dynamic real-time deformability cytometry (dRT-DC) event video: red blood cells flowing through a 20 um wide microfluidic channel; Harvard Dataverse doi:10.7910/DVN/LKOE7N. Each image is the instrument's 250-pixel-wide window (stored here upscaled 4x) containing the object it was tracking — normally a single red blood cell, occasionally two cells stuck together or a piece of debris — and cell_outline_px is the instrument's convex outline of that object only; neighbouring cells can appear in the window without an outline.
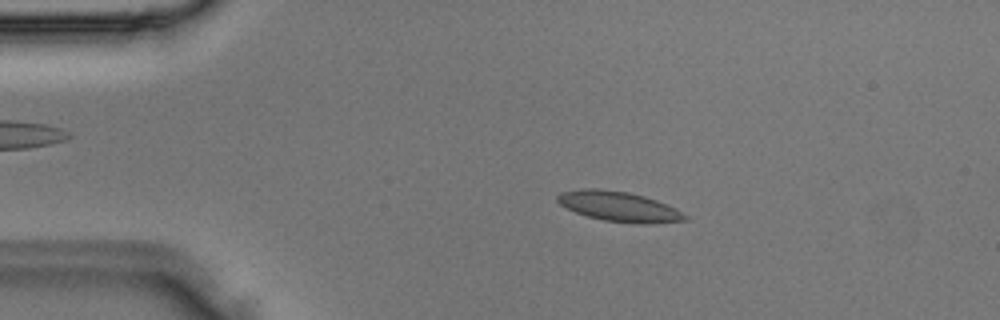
{"species": "Egyptian fruit bat (a non-hibernating species)", "species_latin": "Rousettus aegyptiacus", "temperature_condition": "room temperature", "stored_images_in_passage": 4, "camera_frame_rate_fps": 3000, "um_per_image_px": 0.085, "animal": {"sex": "male"}, "frame": {"image": 1, "passage_image": 3, "time_ms": 0.667, "image_size_px": [1000, 320], "cell_outline_px": [[688, 220], [648, 224], [640, 224], [604, 220], [588, 216], [576, 212], [560, 204], [556, 200], [556, 196], [560, 192], [580, 188], [600, 188], [628, 192], [644, 196], [656, 200], [676, 208], [688, 216]], "centroid_in_image_um": [52.61, 17.54], "position_along_channel_um": 32.4, "area_um2": 22.37}}